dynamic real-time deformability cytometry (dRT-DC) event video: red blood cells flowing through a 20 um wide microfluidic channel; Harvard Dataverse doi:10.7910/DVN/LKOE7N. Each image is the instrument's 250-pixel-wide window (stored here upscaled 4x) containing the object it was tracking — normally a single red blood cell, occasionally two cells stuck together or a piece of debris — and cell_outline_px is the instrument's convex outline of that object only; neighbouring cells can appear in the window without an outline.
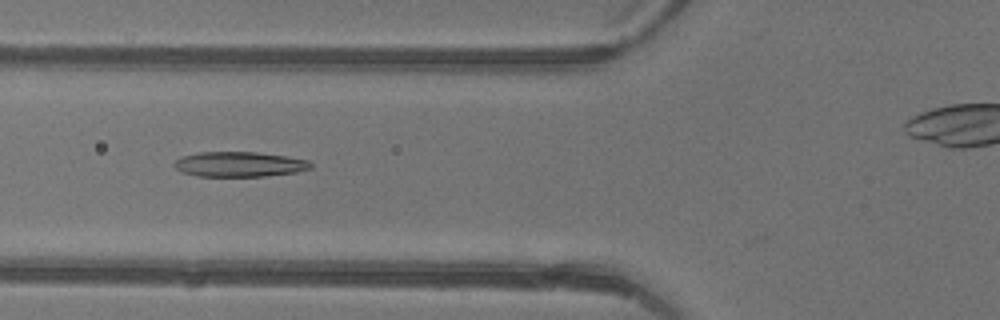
{"species": "common noctule bat (a hibernating species)", "species_latin": "Nyctalus noctula", "temperature_condition": "warm", "stored_images_in_passage": 31, "camera_frame_rate_fps": 3000, "um_per_image_px": 0.085, "animal": {"sex": "female"}, "frame": {"image": 1, "passage_image": 7, "time_ms": 2.0, "image_size_px": [1000, 320], "cell_outline_px": [[312, 168], [296, 172], [264, 176], [200, 176], [180, 172], [172, 164], [176, 160], [184, 156], [200, 152], [256, 152], [288, 156], [308, 160], [312, 164]], "centroid_in_image_um": [20.36, 13.96], "position_along_channel_um": 105.4, "area_um2": 19.88}}
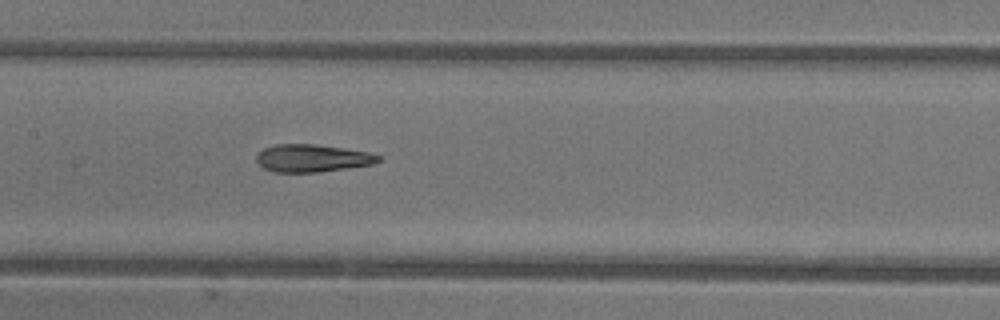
{"frame": {"image": 2, "passage_image": 12, "time_ms": 3.667, "image_size_px": [1000, 320], "cell_outline_px": [[380, 160], [372, 164], [316, 172], [276, 172], [264, 168], [256, 160], [256, 156], [264, 148], [276, 144], [316, 144], [344, 148], [368, 152], [380, 156]], "centroid_in_image_um": [26.52, 13.43], "position_along_channel_um": 180.9, "area_um2": 19.31}}
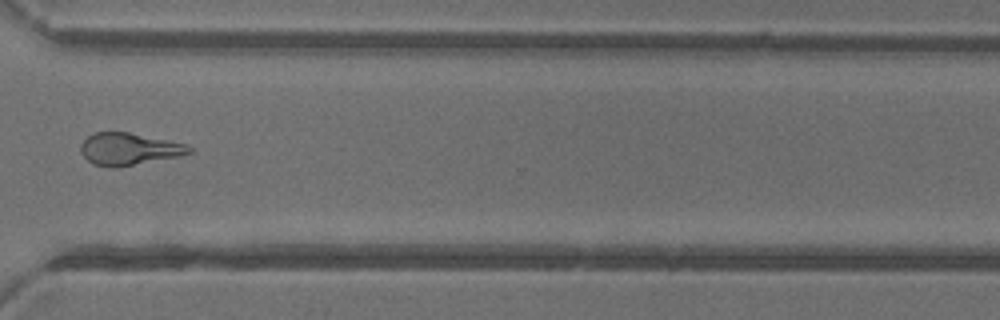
{"frame": {"image": 3, "passage_image": 24, "time_ms": 7.667, "image_size_px": [1000, 320], "cell_outline_px": [[192, 152], [180, 156], [116, 168], [112, 168], [92, 164], [80, 152], [80, 144], [88, 136], [96, 132], [128, 132], [188, 144], [192, 148]], "centroid_in_image_um": [10.96, 12.67], "position_along_channel_um": 359.6, "area_um2": 20.4}, "authors_computed_cell_mechanics": {"area_um2": 20.4034, "velocity_mm_per_s": 4.4892, "shape_relaxation_time_tau1_ms": 6.3824, "shape_relaxation_time_tau2_ms": 2.0002, "deformation_change_tau1": 0.2501, "deformation_change_tau2": 0.1247}}